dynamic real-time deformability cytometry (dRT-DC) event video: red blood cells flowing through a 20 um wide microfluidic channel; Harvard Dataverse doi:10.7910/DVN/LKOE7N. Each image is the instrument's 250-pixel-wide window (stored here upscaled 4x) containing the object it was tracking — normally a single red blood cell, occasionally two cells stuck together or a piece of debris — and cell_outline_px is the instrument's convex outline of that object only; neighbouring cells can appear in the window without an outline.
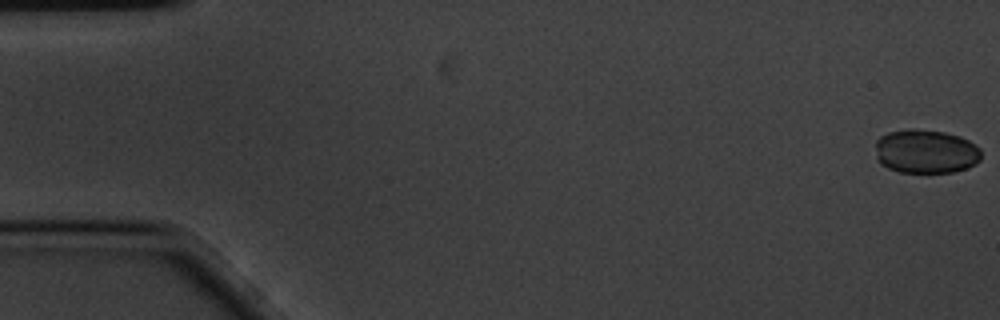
{"species": "common noctule bat (a hibernating species)", "species_latin": "Nyctalus noctula", "temperature_condition": "cold", "stored_images_in_passage": 7, "camera_frame_rate_fps": 3000, "um_per_image_px": 0.085, "animal": {"sex": "male", "body_mass_g": 20.1, "forearm_length_mm": 53.5}, "frame": {"image": 1, "passage_image": 1, "time_ms": 0.0, "image_size_px": [1000, 320], "cell_outline_px": [[980, 160], [976, 164], [968, 168], [952, 172], [900, 172], [888, 168], [880, 164], [876, 156], [876, 140], [880, 136], [888, 132], [912, 128], [944, 132], [960, 136], [976, 144], [980, 148]], "centroid_in_image_um": [78.69, 12.87], "position_along_channel_um": 6.3, "area_um2": 27.28}}
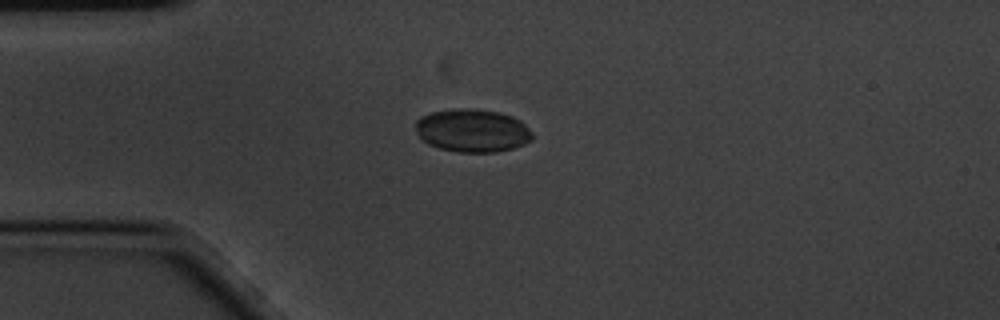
{"frame": {"image": 2, "passage_image": 5, "time_ms": 1.333, "image_size_px": [1000, 320], "cell_outline_px": [[532, 140], [524, 144], [512, 148], [496, 152], [460, 152], [440, 148], [428, 144], [416, 132], [416, 120], [420, 116], [432, 112], [456, 108], [472, 108], [500, 112], [512, 116], [520, 120], [532, 132]], "centroid_in_image_um": [40.16, 11.08], "position_along_channel_um": 44.8, "area_um2": 29.3}}
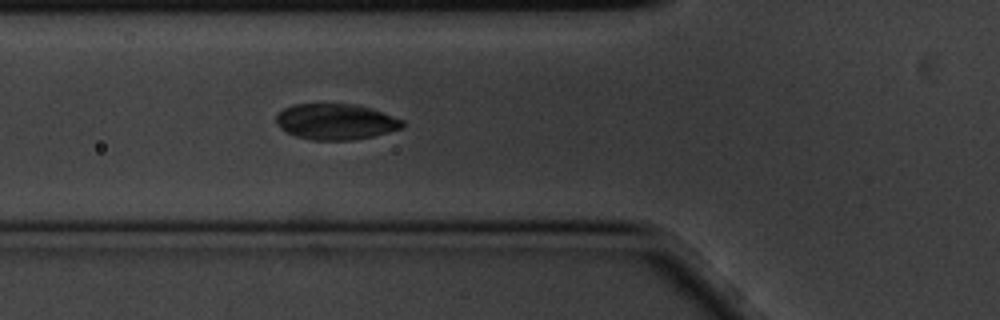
{"frame": {"image": 3, "passage_image": 7, "time_ms": 2.0, "image_size_px": [1000, 320], "cell_outline_px": [[404, 128], [372, 136], [352, 140], [312, 140], [296, 136], [284, 132], [276, 124], [276, 112], [292, 104], [356, 104], [372, 108], [404, 120]], "centroid_in_image_um": [28.51, 10.34], "position_along_channel_um": 97.3, "area_um2": 26.7}}